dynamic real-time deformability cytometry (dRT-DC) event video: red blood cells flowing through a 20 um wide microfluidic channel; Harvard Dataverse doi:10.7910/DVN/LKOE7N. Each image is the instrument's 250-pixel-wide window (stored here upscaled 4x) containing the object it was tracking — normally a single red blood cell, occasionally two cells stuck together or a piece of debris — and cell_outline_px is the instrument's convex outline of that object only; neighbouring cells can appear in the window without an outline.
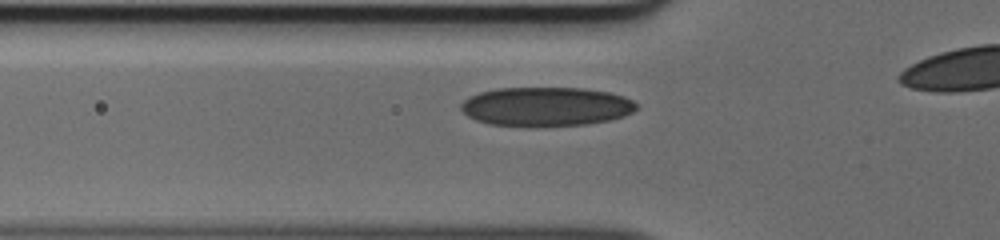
{"species": "human", "species_latin": "Homo sapiens", "temperature_condition": "cold", "stored_images_in_passage": 31, "camera_frame_rate_fps": 3000, "um_per_image_px": 0.085, "donor": {"sex": "male"}, "frame": {"image": 1, "passage_image": 7, "time_ms": 2.0, "image_size_px": [1000, 240], "cell_outline_px": [[636, 108], [632, 112], [624, 116], [608, 120], [588, 124], [536, 128], [528, 128], [488, 124], [476, 120], [468, 116], [460, 108], [460, 104], [468, 96], [480, 92], [500, 88], [584, 88], [608, 92], [624, 96], [632, 100], [636, 104]], "centroid_in_image_um": [46.37, 9.08], "position_along_channel_um": 79.4, "area_um2": 40.63}}
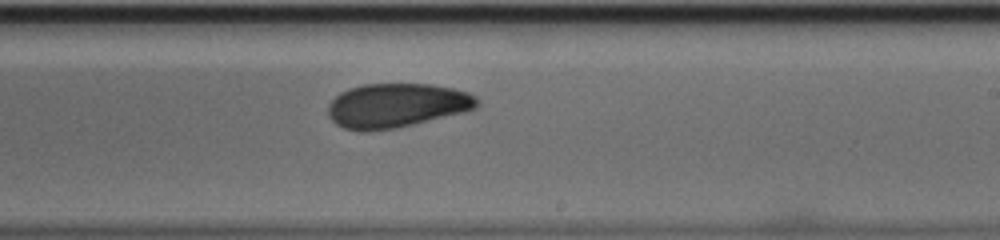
{"frame": {"image": 2, "passage_image": 20, "time_ms": 6.333, "image_size_px": [1000, 240], "cell_outline_px": [[480, 104], [476, 108], [464, 112], [396, 128], [368, 132], [360, 132], [344, 128], [336, 124], [328, 116], [328, 104], [340, 92], [348, 88], [364, 84], [432, 84], [452, 88], [468, 92], [476, 96], [480, 100]], "centroid_in_image_um": [33.7, 8.97], "position_along_channel_um": 255.3, "area_um2": 38.73}}
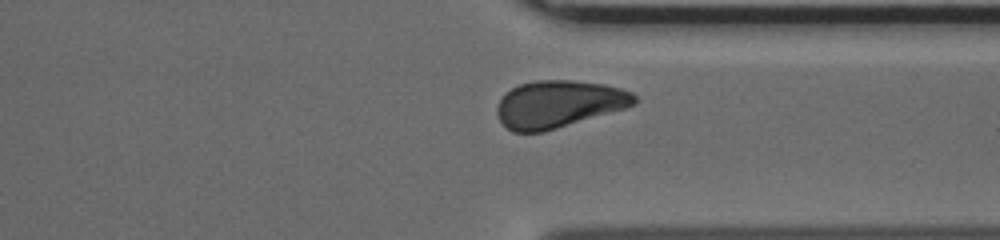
{"frame": {"image": 3, "passage_image": 28, "time_ms": 9.0, "image_size_px": [1000, 240], "cell_outline_px": [[636, 104], [624, 108], [544, 132], [512, 132], [500, 120], [496, 112], [496, 108], [504, 92], [520, 84], [536, 80], [572, 80], [604, 84], [620, 88], [632, 92], [636, 96]], "centroid_in_image_um": [47.47, 8.84], "position_along_channel_um": 363.9, "area_um2": 37.69}}